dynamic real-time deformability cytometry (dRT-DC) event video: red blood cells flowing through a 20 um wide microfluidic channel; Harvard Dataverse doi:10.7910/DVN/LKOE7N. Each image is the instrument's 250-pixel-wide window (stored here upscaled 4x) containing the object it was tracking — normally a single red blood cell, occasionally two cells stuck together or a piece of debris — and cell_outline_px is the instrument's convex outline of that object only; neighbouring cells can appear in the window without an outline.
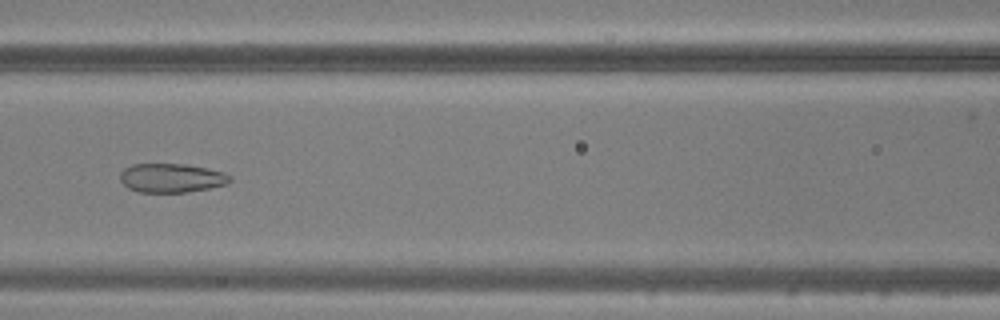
{"species": "common noctule bat (a hibernating species)", "species_latin": "Nyctalus noctula", "temperature_condition": "warm", "stored_images_in_passage": 49, "camera_frame_rate_fps": 3000, "um_per_image_px": 0.085, "animal": {"sex": "male", "body_mass_g": 20.5, "forearm_length_mm": 52.5}, "frame": {"image": 1, "passage_image": 21, "time_ms": 6.667, "image_size_px": [1000, 320], "cell_outline_px": [[232, 180], [228, 184], [208, 188], [184, 192], [140, 192], [128, 188], [120, 180], [120, 172], [124, 168], [132, 164], [184, 164], [208, 168], [224, 172], [232, 176]], "centroid_in_image_um": [14.59, 15.12], "position_along_channel_um": 152.0, "area_um2": 18.61}}
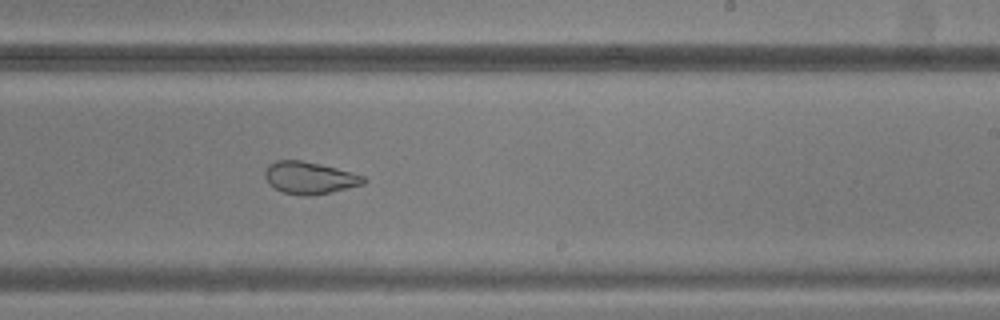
{"frame": {"image": 2, "passage_image": 29, "time_ms": 9.333, "image_size_px": [1000, 320], "cell_outline_px": [[368, 180], [364, 184], [332, 192], [308, 196], [304, 196], [284, 192], [268, 184], [264, 176], [264, 172], [268, 164], [276, 160], [300, 160], [320, 164], [352, 172], [364, 176]], "centroid_in_image_um": [26.31, 15.11], "position_along_channel_um": 262.7, "area_um2": 18.55}}
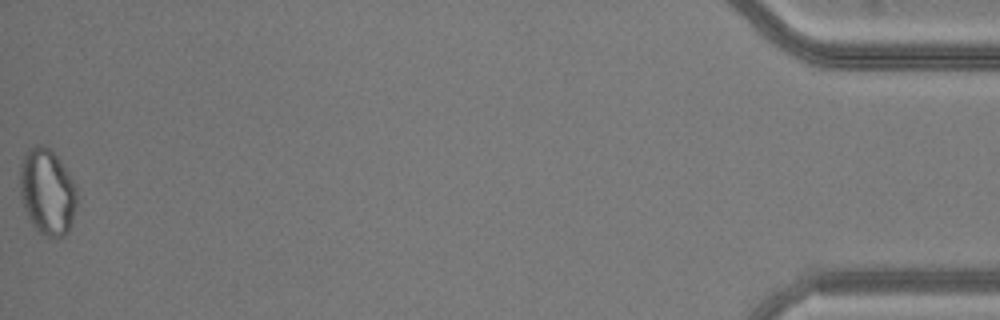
{"frame": {"image": 3, "passage_image": 48, "time_ms": 15.667, "image_size_px": [1000, 320], "cell_outline_px": [[76, 208], [68, 232], [64, 236], [44, 236], [32, 224], [24, 208], [20, 196], [20, 164], [24, 152], [28, 148], [36, 144], [40, 144], [48, 148], [56, 156], [68, 172], [76, 188]], "centroid_in_image_um": [3.99, 16.28], "position_along_channel_um": 431.2, "area_um2": 28.5}}